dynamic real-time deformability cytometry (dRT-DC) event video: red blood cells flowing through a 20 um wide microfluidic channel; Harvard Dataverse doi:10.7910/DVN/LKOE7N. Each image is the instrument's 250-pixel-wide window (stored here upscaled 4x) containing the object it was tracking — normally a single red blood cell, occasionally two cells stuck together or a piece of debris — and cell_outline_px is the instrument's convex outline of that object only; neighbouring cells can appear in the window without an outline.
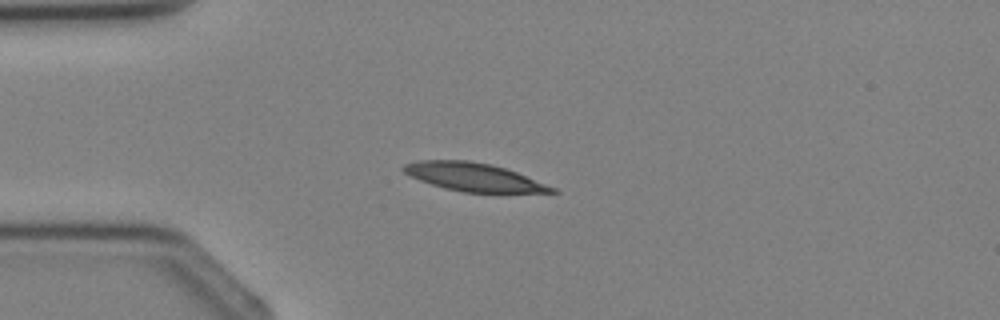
{"species": "Egyptian fruit bat (a non-hibernating species)", "species_latin": "Rousettus aegyptiacus", "temperature_condition": "cold", "stored_images_in_passage": 1, "camera_frame_rate_fps": 3000, "um_per_image_px": 0.085, "animal": {"sex": "female"}, "frame": {"image": 1, "passage_image": 1, "time_ms": 0.0, "image_size_px": [1000, 320], "cell_outline_px": [[560, 192], [464, 192], [444, 188], [420, 180], [404, 172], [400, 168], [404, 164], [420, 160], [468, 160], [492, 164], [516, 172], [556, 188]], "centroid_in_image_um": [40.23, 15.04], "position_along_channel_um": 44.8, "area_um2": 24.04}}